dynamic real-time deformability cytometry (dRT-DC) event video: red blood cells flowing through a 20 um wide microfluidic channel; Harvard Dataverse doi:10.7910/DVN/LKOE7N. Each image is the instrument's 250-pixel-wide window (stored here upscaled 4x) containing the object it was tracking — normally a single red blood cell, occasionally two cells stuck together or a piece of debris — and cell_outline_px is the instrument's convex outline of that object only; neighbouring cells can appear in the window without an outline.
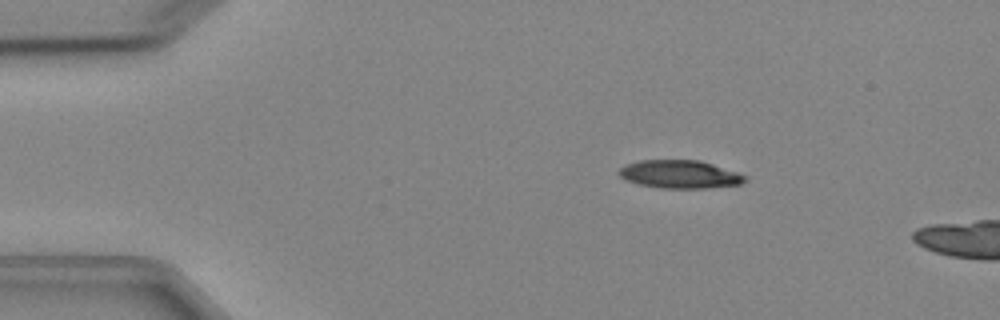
{"species": "Egyptian fruit bat (a non-hibernating species)", "species_latin": "Rousettus aegyptiacus", "temperature_condition": "cold", "stored_images_in_passage": 6, "camera_frame_rate_fps": 3000, "um_per_image_px": 0.085, "animal": {"sex": "female"}, "frame": {"image": 1, "passage_image": 3, "time_ms": 2.333, "image_size_px": [1000, 320], "cell_outline_px": [[748, 180], [740, 184], [708, 188], [660, 188], [636, 184], [624, 180], [616, 172], [624, 164], [640, 160], [700, 160], [748, 176]], "centroid_in_image_um": [57.74, 14.82], "position_along_channel_um": 27.3, "area_um2": 20.87}}
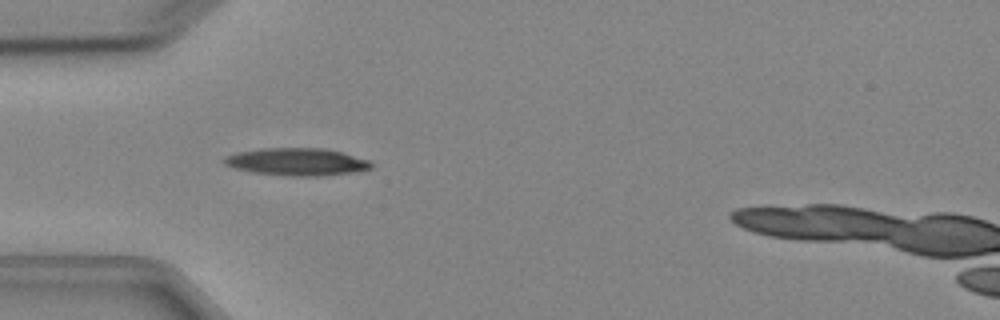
{"frame": {"image": 2, "passage_image": 5, "time_ms": 4.667, "image_size_px": [1000, 320], "cell_outline_px": [[372, 168], [352, 172], [316, 176], [288, 176], [252, 172], [236, 168], [224, 164], [220, 160], [236, 152], [260, 148], [320, 148], [340, 152], [368, 160], [372, 164]], "centroid_in_image_um": [25.17, 13.75], "position_along_channel_um": 59.8, "area_um2": 23.29}}